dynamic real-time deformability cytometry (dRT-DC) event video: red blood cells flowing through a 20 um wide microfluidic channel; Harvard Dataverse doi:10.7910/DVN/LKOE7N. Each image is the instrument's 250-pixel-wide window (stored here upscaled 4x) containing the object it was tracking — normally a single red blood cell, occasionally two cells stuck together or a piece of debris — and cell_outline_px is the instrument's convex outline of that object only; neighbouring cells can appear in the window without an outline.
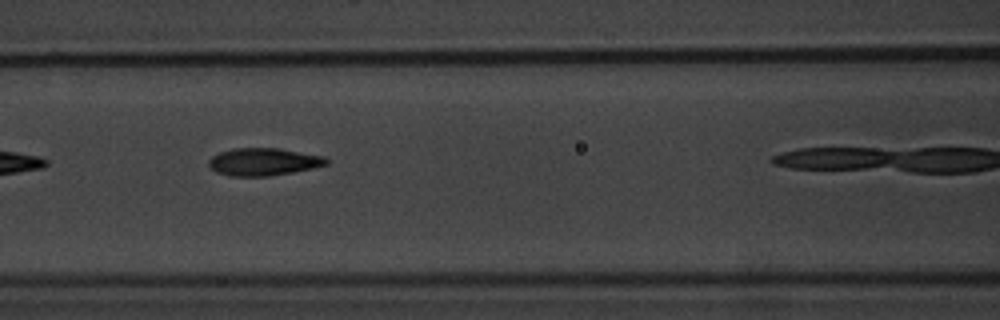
{"species": "common noctule bat (a hibernating species)", "species_latin": "Nyctalus noctula", "temperature_condition": "warm", "stored_images_in_passage": 6, "camera_frame_rate_fps": 3000, "um_per_image_px": 0.085, "animal": {"sex": "male", "body_mass_g": 20.1, "forearm_length_mm": 53.5}, "frame": {"image": 1, "passage_image": 5, "time_ms": 5.333, "image_size_px": [1000, 320], "cell_outline_px": [[328, 164], [312, 168], [292, 172], [268, 176], [228, 176], [216, 172], [208, 164], [208, 160], [212, 156], [220, 152], [232, 148], [280, 148], [324, 156], [328, 160]], "centroid_in_image_um": [22.38, 13.75], "position_along_channel_um": 144.2, "area_um2": 18.9}}